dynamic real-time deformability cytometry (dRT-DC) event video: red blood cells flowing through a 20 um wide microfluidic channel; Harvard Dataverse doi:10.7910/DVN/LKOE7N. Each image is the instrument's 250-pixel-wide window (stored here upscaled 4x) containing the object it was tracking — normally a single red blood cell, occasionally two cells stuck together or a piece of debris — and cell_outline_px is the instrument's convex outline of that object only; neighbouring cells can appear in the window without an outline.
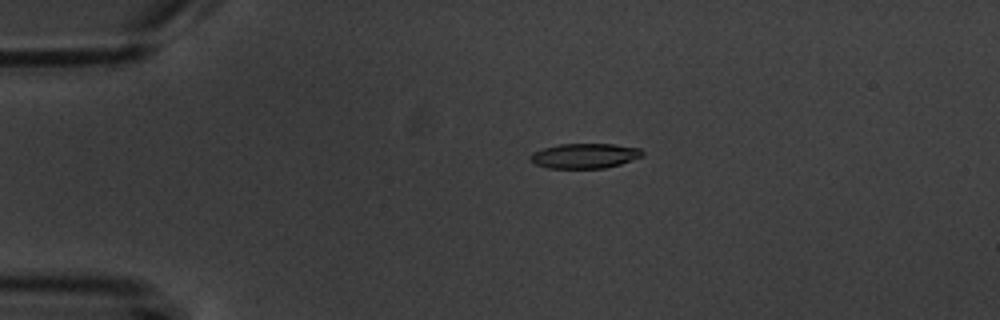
{"species": "common noctule bat (a hibernating species)", "species_latin": "Nyctalus noctula", "temperature_condition": "warm", "stored_images_in_passage": 6, "camera_frame_rate_fps": 3000, "um_per_image_px": 0.085, "animal": {"sex": "male", "body_mass_g": 20.1, "forearm_length_mm": 53.5}, "frame": {"image": 1, "passage_image": 4, "time_ms": 3.667, "image_size_px": [1000, 320], "cell_outline_px": [[644, 156], [620, 164], [604, 168], [548, 168], [536, 164], [528, 160], [528, 156], [532, 152], [544, 148], [560, 144], [612, 144], [640, 148], [644, 152]], "centroid_in_image_um": [49.68, 13.24], "position_along_channel_um": 35.3, "area_um2": 16.36}}
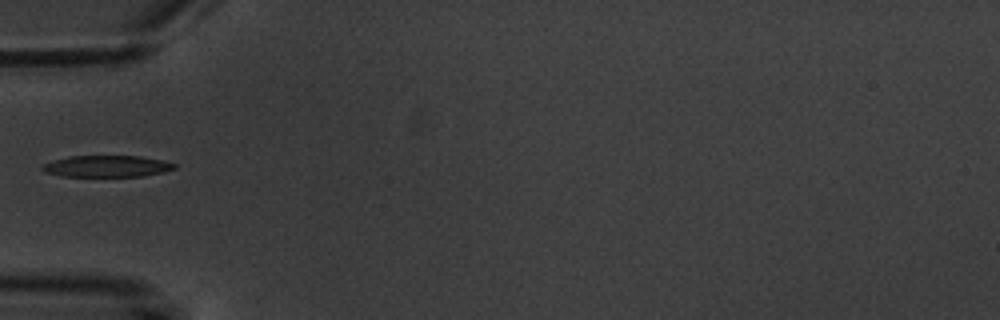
{"frame": {"image": 2, "passage_image": 5, "time_ms": 6.0, "image_size_px": [1000, 320], "cell_outline_px": [[176, 168], [164, 172], [140, 176], [64, 176], [48, 172], [40, 168], [44, 164], [52, 160], [68, 156], [140, 156], [164, 160], [176, 164]], "centroid_in_image_um": [9.12, 14.12], "position_along_channel_um": 75.9, "area_um2": 16.47}}